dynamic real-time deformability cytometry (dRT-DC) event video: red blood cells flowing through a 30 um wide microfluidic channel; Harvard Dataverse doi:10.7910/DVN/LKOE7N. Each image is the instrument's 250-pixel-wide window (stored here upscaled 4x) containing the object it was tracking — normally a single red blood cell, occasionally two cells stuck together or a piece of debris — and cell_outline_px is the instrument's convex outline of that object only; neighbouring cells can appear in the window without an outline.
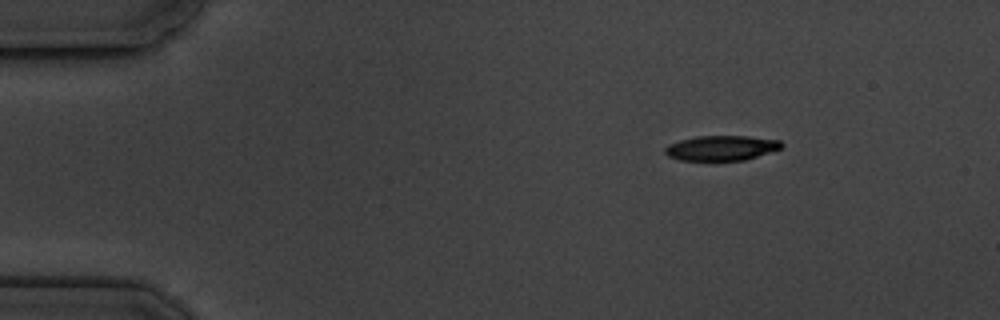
{"species": "common noctule bat (a hibernating species)", "species_latin": "Nyctalus noctula", "temperature_condition": "cold", "stored_images_in_passage": 4, "segment_of_instrument_passage": [1, 2], "camera_frame_rate_fps": 3000, "um_per_image_px": 0.085, "animal": {"sex": "male", "body_mass_g": 19.5, "forearm_length_mm": 54.6}, "frame": {"image": 1, "passage_image": 1, "time_ms": 0.0, "image_size_px": [1000, 320], "cell_outline_px": [[784, 144], [780, 148], [744, 160], [680, 160], [668, 156], [664, 152], [664, 148], [668, 144], [680, 140], [696, 136], [748, 136], [780, 140]], "centroid_in_image_um": [61.28, 12.57], "position_along_channel_um": 23.7, "area_um2": 16.82}}
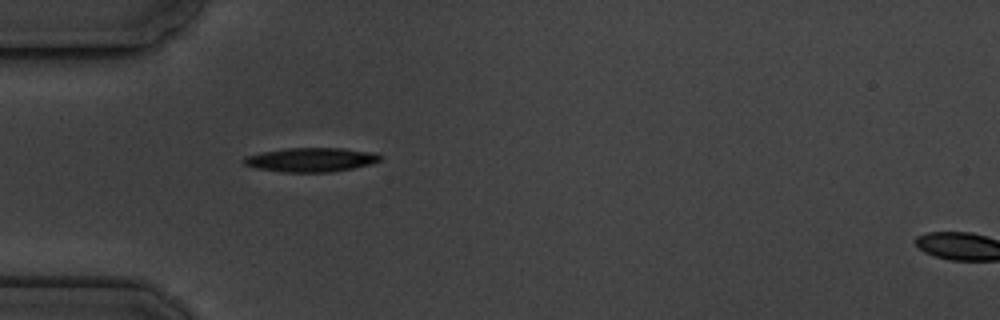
{"frame": {"image": 2, "passage_image": 3, "time_ms": 3.0, "image_size_px": [1000, 320], "cell_outline_px": [[380, 160], [372, 164], [332, 172], [280, 172], [256, 168], [244, 164], [240, 160], [244, 156], [264, 152], [288, 148], [344, 148], [376, 152], [380, 156]], "centroid_in_image_um": [26.43, 13.58], "position_along_channel_um": 58.6, "area_um2": 19.25}}